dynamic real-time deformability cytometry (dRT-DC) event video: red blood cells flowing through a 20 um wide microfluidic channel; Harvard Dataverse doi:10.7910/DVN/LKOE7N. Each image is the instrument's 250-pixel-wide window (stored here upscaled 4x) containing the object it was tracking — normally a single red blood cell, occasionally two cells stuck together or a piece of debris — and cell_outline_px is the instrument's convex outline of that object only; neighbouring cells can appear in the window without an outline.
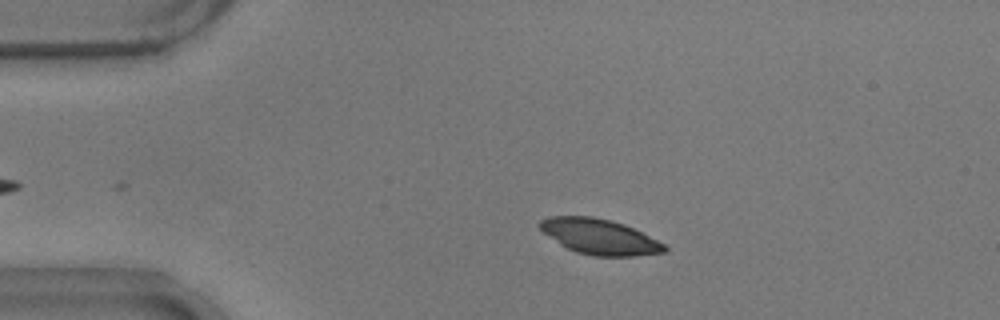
{"species": "common noctule bat (a hibernating species)", "species_latin": "Nyctalus noctula", "temperature_condition": "warm", "stored_images_in_passage": 42, "camera_frame_rate_fps": 3000, "um_per_image_px": 0.085, "animal": {"sex": "male", "body_mass_g": 17.9}, "frame": {"image": 1, "passage_image": 9, "time_ms": 2.667, "image_size_px": [1000, 320], "cell_outline_px": [[668, 248], [664, 252], [636, 256], [592, 256], [576, 252], [560, 244], [544, 232], [536, 224], [540, 220], [548, 216], [592, 216], [624, 224], [664, 244]], "centroid_in_image_um": [50.92, 20.12], "position_along_channel_um": 34.1, "area_um2": 25.43}}
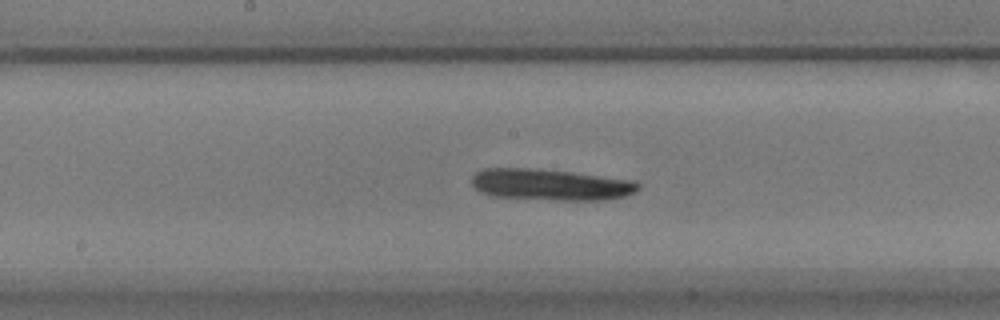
{"frame": {"image": 2, "passage_image": 26, "time_ms": 8.333, "image_size_px": [1000, 320], "cell_outline_px": [[640, 188], [636, 192], [624, 196], [604, 200], [556, 200], [492, 196], [472, 188], [472, 176], [476, 172], [484, 168], [528, 168], [572, 172], [636, 180], [640, 184]], "centroid_in_image_um": [46.81, 15.69], "position_along_channel_um": 201.4, "area_um2": 30.63}}
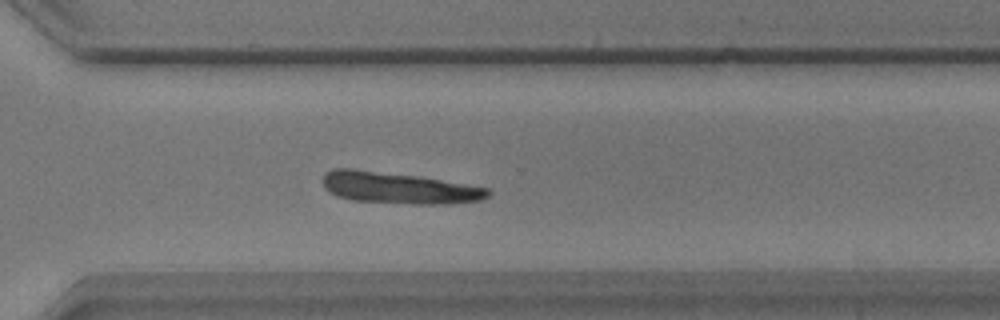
{"frame": {"image": 3, "passage_image": 37, "time_ms": 12.0, "image_size_px": [1000, 320], "cell_outline_px": [[492, 192], [484, 200], [452, 204], [412, 204], [352, 200], [336, 196], [328, 192], [324, 188], [324, 172], [332, 168], [352, 168], [420, 176], [488, 188]], "centroid_in_image_um": [33.89, 15.97], "position_along_channel_um": 336.7, "area_um2": 30.63}}